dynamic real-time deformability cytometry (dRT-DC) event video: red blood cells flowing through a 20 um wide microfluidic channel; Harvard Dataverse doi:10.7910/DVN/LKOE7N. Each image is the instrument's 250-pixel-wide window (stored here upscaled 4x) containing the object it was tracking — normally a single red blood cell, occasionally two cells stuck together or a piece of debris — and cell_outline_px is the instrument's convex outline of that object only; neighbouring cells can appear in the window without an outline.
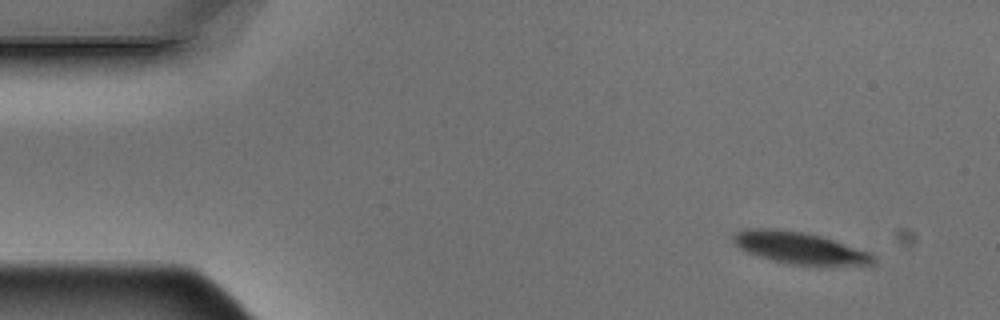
{"species": "Egyptian fruit bat (a non-hibernating species)", "species_latin": "Rousettus aegyptiacus", "temperature_condition": "warm", "stored_images_in_passage": 4, "camera_frame_rate_fps": 3000, "um_per_image_px": 0.085, "animal": {"sex": "male"}, "frame": {"image": 1, "passage_image": 1, "time_ms": 0.0, "image_size_px": [1000, 320], "cell_outline_px": [[876, 260], [872, 264], [820, 268], [788, 264], [772, 260], [748, 252], [740, 248], [732, 240], [732, 232], [744, 228], [768, 228], [800, 232], [820, 236], [868, 252], [876, 256]], "centroid_in_image_um": [67.98, 21.12], "position_along_channel_um": 17.0, "area_um2": 26.47}}
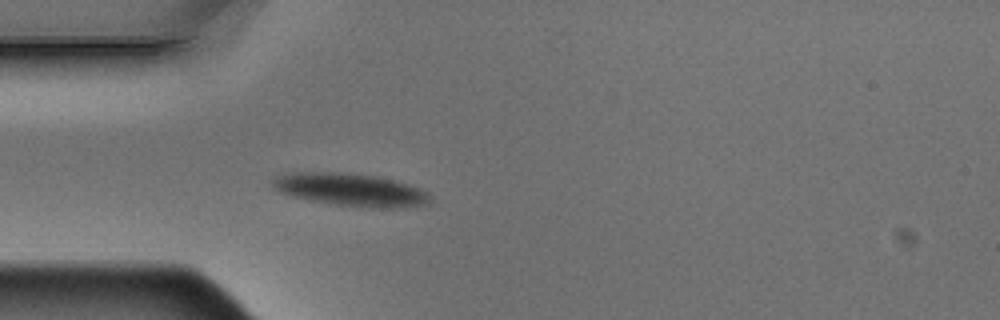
{"frame": {"image": 2, "passage_image": 4, "time_ms": 1.0, "image_size_px": [1000, 320], "cell_outline_px": [[428, 204], [396, 208], [372, 208], [336, 204], [312, 200], [292, 196], [280, 192], [268, 180], [276, 176], [288, 172], [348, 172], [376, 176], [408, 184], [428, 192]], "centroid_in_image_um": [29.75, 16.11], "position_along_channel_um": 55.2, "area_um2": 29.94}}